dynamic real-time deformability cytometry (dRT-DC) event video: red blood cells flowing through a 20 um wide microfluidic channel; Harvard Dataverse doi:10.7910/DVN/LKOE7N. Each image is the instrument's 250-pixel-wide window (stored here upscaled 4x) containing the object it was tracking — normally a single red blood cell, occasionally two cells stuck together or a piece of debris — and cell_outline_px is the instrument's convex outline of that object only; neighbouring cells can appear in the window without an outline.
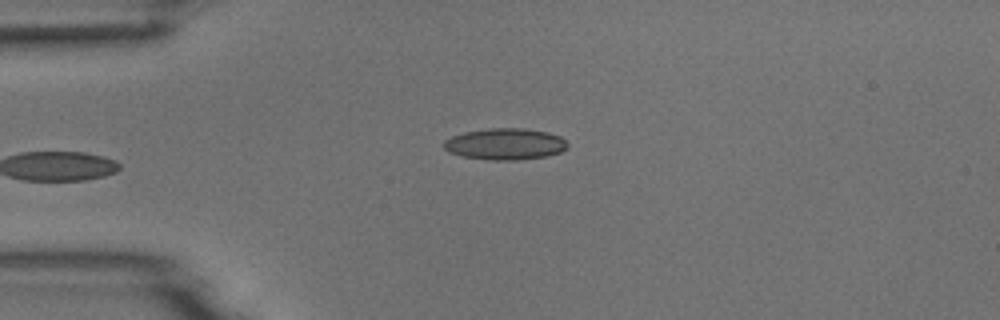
{"species": "common noctule bat (a hibernating species)", "species_latin": "Nyctalus noctula", "temperature_condition": "room temperature", "stored_images_in_passage": 5, "camera_frame_rate_fps": 3000, "um_per_image_px": 0.085, "animal": {"sex": "male", "body_mass_g": 18.8}, "frame": {"image": 1, "passage_image": 5, "time_ms": 4.667, "image_size_px": [1000, 320], "cell_outline_px": [[568, 148], [560, 152], [544, 156], [516, 160], [488, 160], [460, 156], [448, 152], [444, 148], [444, 140], [452, 136], [464, 132], [488, 128], [524, 128], [548, 132], [560, 136], [568, 144]], "centroid_in_image_um": [42.92, 12.24], "position_along_channel_um": 42.1, "area_um2": 22.77}}